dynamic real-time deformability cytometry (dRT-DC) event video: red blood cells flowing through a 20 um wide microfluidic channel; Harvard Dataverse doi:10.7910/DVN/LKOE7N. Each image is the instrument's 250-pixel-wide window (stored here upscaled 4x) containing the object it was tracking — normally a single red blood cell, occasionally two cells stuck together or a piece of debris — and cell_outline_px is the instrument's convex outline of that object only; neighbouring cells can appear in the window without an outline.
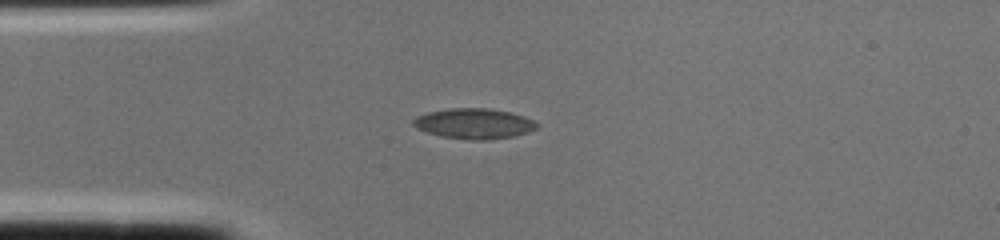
{"species": "common noctule bat (a hibernating species)", "species_latin": "Nyctalus noctula", "temperature_condition": "cold", "stored_images_in_passage": 1, "camera_frame_rate_fps": 3000, "um_per_image_px": 0.085, "animal": {"sex": "female", "body_mass_g": 22.0, "forearm_length_mm": 56.7}, "frame": {"image": 1, "passage_image": 1, "time_ms": 0.0, "image_size_px": [1000, 240], "cell_outline_px": [[540, 124], [536, 128], [528, 132], [512, 136], [488, 140], [468, 140], [440, 136], [416, 128], [412, 124], [412, 120], [416, 116], [428, 112], [448, 108], [488, 108], [512, 112], [524, 116]], "centroid_in_image_um": [40.28, 10.5], "position_along_channel_um": 44.7, "area_um2": 22.02}}